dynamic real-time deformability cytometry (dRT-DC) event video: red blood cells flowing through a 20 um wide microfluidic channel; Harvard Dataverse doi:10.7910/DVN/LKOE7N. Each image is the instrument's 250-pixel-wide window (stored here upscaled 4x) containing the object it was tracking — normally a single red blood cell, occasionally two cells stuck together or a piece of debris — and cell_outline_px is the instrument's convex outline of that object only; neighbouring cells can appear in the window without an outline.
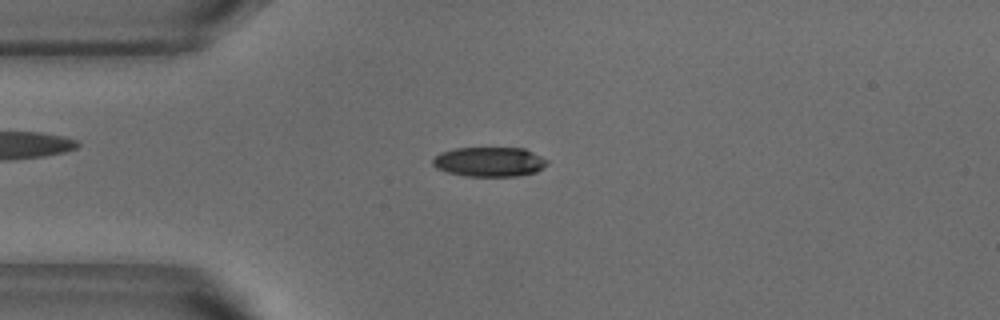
{"species": "common noctule bat (a hibernating species)", "species_latin": "Nyctalus noctula", "temperature_condition": "warm", "stored_images_in_passage": 52, "camera_frame_rate_fps": 3000, "um_per_image_px": 0.085, "animal": {"sex": "male", "body_mass_g": 18.8}, "frame": {"image": 1, "passage_image": 12, "time_ms": 3.667, "image_size_px": [1000, 320], "cell_outline_px": [[548, 164], [544, 168], [536, 172], [520, 176], [464, 176], [448, 172], [436, 168], [432, 164], [432, 160], [440, 152], [456, 148], [524, 148], [548, 160]], "centroid_in_image_um": [41.61, 13.76], "position_along_channel_um": 43.4, "area_um2": 19.83}}
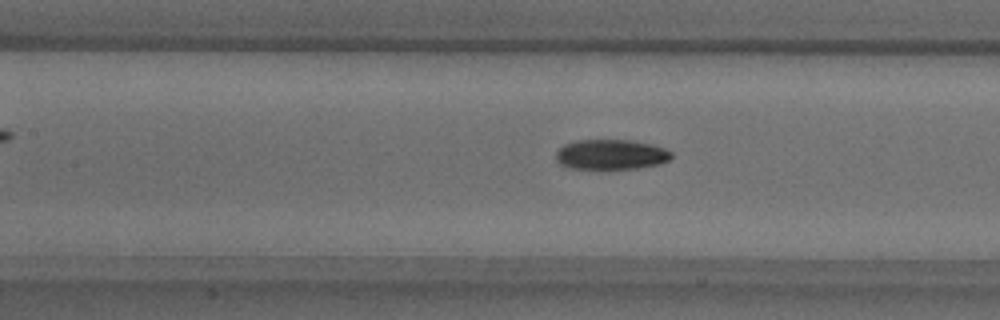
{"frame": {"image": 2, "passage_image": 22, "time_ms": 7.0, "image_size_px": [1000, 320], "cell_outline_px": [[672, 156], [668, 160], [660, 164], [636, 168], [604, 172], [572, 168], [560, 164], [556, 160], [556, 152], [564, 144], [576, 140], [632, 140], [652, 144], [664, 148], [672, 152]], "centroid_in_image_um": [51.91, 13.17], "position_along_channel_um": 155.5, "area_um2": 21.04}}
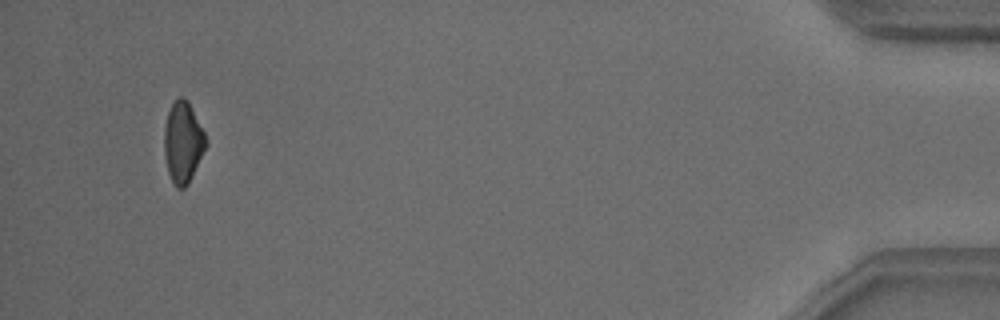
{"frame": {"image": 3, "passage_image": 49, "time_ms": 16.0, "image_size_px": [1000, 320], "cell_outline_px": [[208, 144], [188, 184], [184, 188], [176, 188], [168, 172], [164, 156], [164, 124], [168, 112], [172, 104], [180, 96], [184, 96], [188, 100], [208, 140]], "centroid_in_image_um": [15.55, 12.09], "position_along_channel_um": 419.6, "area_um2": 19.83}, "authors_computed_cell_mechanics": {"area_um2": 20.0277, "velocity_mm_per_s": 3.8221, "shape_relaxation_time_tau1_ms": 4.4935, "shape_relaxation_time_tau2_ms": 5.9951, "deformation_change_tau1": 0.137, "deformation_change_tau2": 0.1111}}